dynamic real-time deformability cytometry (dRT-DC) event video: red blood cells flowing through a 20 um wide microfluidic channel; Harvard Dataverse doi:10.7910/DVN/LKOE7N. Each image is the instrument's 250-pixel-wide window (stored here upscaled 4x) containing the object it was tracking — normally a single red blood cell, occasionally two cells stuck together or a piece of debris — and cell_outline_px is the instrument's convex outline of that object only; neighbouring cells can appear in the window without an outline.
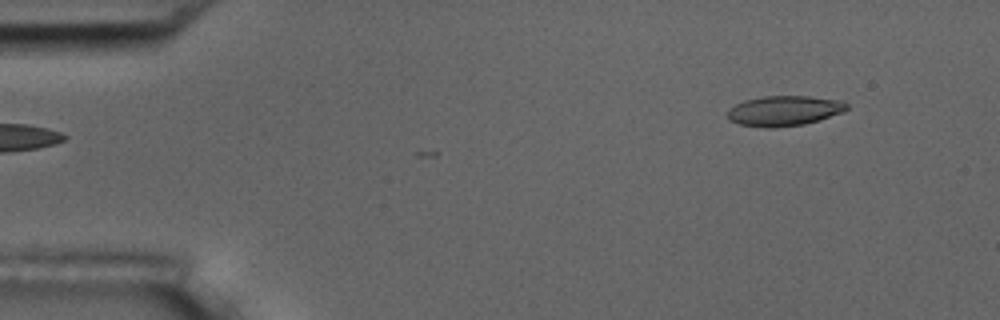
{"species": "common noctule bat (a hibernating species)", "species_latin": "Nyctalus noctula", "temperature_condition": "room temperature", "stored_images_in_passage": 6, "segment_of_instrument_passage": [2, 2], "camera_frame_rate_fps": 3000, "um_per_image_px": 0.085, "animal": {"sex": "male", "body_mass_g": 17.5, "forearm_length_mm": 52.3}, "frame": {"image": 1, "passage_image": 6, "time_ms": 6.0, "image_size_px": [1000, 320], "cell_outline_px": [[848, 108], [844, 112], [820, 120], [804, 124], [776, 128], [764, 128], [740, 124], [728, 120], [728, 108], [744, 100], [764, 96], [808, 96], [844, 100], [848, 104]], "centroid_in_image_um": [66.68, 9.42], "position_along_channel_um": 18.3, "area_um2": 21.27}}